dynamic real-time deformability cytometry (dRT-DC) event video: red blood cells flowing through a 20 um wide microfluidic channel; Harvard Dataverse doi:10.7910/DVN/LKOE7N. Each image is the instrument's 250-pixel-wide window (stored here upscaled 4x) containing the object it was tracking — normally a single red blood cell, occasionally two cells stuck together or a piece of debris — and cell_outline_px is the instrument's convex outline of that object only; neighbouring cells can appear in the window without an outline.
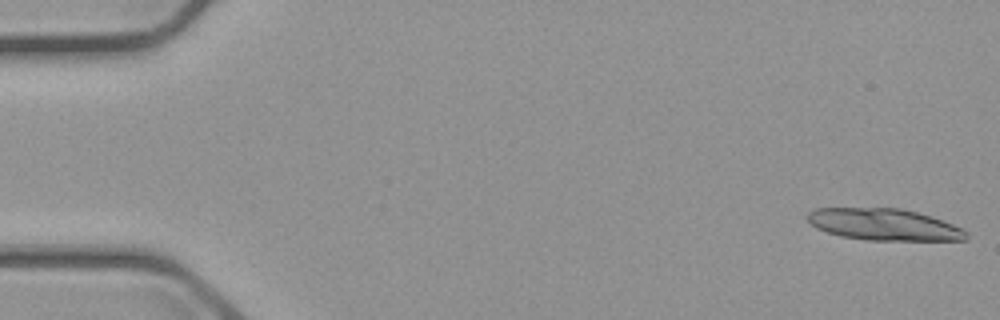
{"species": "common noctule bat (a hibernating species)", "species_latin": "Nyctalus noctula", "temperature_condition": "cold", "stored_images_in_passage": 5, "camera_frame_rate_fps": 3000, "um_per_image_px": 0.085, "animal": {"sex": "male", "body_mass_g": 23.1, "forearm_length_mm": 52.7}, "frame": {"image": 1, "passage_image": 1, "time_ms": 0.0, "image_size_px": [1000, 320], "cell_outline_px": [[968, 240], [868, 240], [840, 236], [816, 228], [808, 220], [808, 212], [816, 208], [904, 208], [932, 216], [952, 224], [968, 232]], "centroid_in_image_um": [75.16, 19.08], "position_along_channel_um": 9.8, "area_um2": 29.3}}